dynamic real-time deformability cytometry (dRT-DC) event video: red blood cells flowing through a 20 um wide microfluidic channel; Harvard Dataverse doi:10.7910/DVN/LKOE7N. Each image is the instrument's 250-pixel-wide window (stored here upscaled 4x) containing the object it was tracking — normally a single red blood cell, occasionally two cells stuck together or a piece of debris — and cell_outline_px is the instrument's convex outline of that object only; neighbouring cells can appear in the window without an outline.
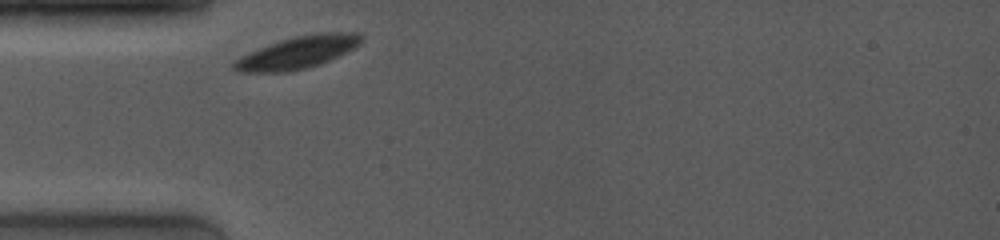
{"species": "common noctule bat (a hibernating species)", "species_latin": "Nyctalus noctula", "temperature_condition": "room temperature", "stored_images_in_passage": 27, "camera_frame_rate_fps": 4000, "um_per_image_px": 0.085, "animal": {"sex": "female", "body_mass_g": 19.0, "forearm_length_mm": 53.3}, "frame": {"image": 1, "passage_image": 1, "time_ms": 0.0, "image_size_px": [1000, 240], "cell_outline_px": [[364, 40], [360, 44], [328, 60], [304, 68], [284, 72], [244, 72], [232, 68], [232, 60], [240, 56], [280, 40], [296, 36], [316, 32], [356, 32], [364, 36]], "centroid_in_image_um": [25.29, 4.43], "position_along_channel_um": 59.7, "area_um2": 23.58}}
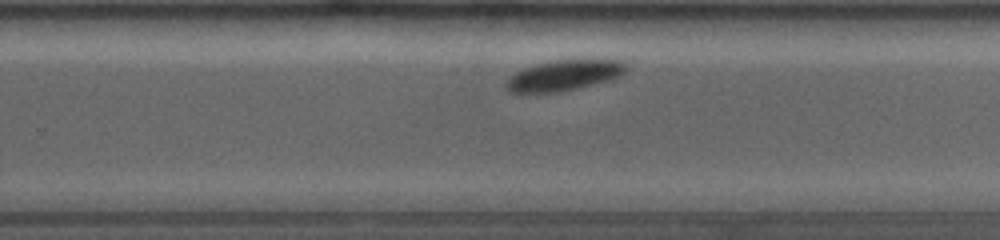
{"frame": {"image": 2, "passage_image": 15, "time_ms": 6.0, "image_size_px": [1000, 240], "cell_outline_px": [[628, 68], [620, 76], [612, 80], [564, 92], [512, 92], [504, 84], [508, 76], [520, 68], [536, 64], [556, 60], [624, 60], [628, 64]], "centroid_in_image_um": [47.97, 6.4], "position_along_channel_um": 281.8, "area_um2": 21.73}}
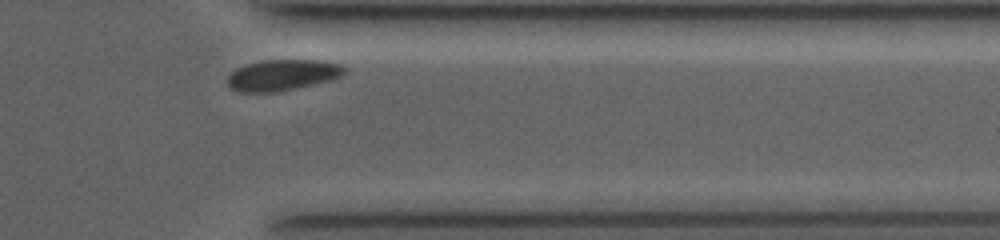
{"frame": {"image": 3, "passage_image": 25, "time_ms": 8.75, "image_size_px": [1000, 240], "cell_outline_px": [[348, 72], [332, 80], [276, 92], [236, 92], [228, 84], [228, 76], [236, 68], [248, 64], [268, 60], [324, 60], [340, 64], [348, 68]], "centroid_in_image_um": [24.07, 6.38], "position_along_channel_um": 387.3, "area_um2": 21.15}, "authors_computed_cell_mechanics": {"area_um2": 22.3686, "velocity_mm_per_s": 3.7824, "shape_relaxation_time_tau1_ms": 1.0894, "shape_relaxation_time_tau2_ms": null, "deformation_change_tau1": 0.072, "deformation_change_tau2": null}}